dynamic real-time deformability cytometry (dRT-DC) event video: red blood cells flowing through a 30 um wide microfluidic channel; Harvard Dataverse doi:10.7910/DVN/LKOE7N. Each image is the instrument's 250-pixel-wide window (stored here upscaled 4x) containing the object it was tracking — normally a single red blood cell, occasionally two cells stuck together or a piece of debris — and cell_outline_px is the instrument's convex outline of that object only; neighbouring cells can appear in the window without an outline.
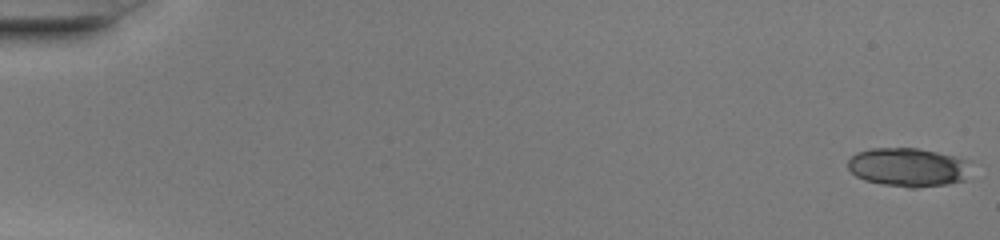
{"species": "common noctule bat (a hibernating species)", "species_latin": "Nyctalus noctula", "temperature_condition": "warm", "stored_images_in_passage": 49, "camera_frame_rate_fps": 3000, "um_per_image_px": 0.085, "animal": {"sex": "female", "body_mass_g": 20.0, "forearm_length_mm": 54.0}, "frame": {"image": 1, "passage_image": 1, "time_ms": 0.0, "image_size_px": [1000, 240], "cell_outline_px": [[972, 160], [964, 180], [948, 184], [916, 188], [908, 188], [880, 184], [864, 180], [856, 176], [848, 168], [848, 160], [856, 152], [872, 148], [916, 148], [956, 156]], "centroid_in_image_um": [77.2, 14.22], "position_along_channel_um": 7.8, "area_um2": 28.03}}
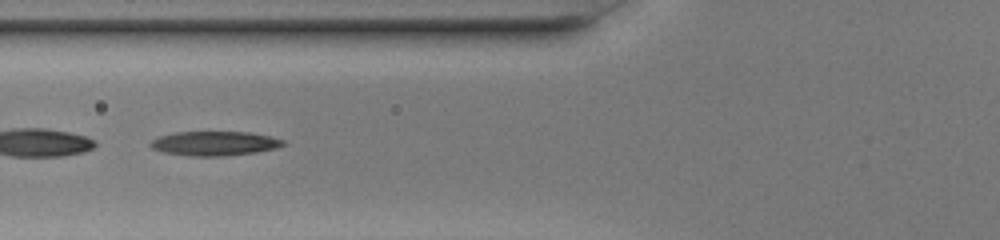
{"frame": {"image": 2, "passage_image": 21, "time_ms": 6.667, "image_size_px": [1000, 240], "cell_outline_px": [[288, 144], [276, 148], [256, 152], [224, 156], [192, 156], [164, 152], [152, 148], [148, 144], [152, 140], [160, 136], [176, 132], [252, 132], [272, 136], [284, 140]], "centroid_in_image_um": [18.29, 12.18], "position_along_channel_um": 107.5, "area_um2": 18.9}}
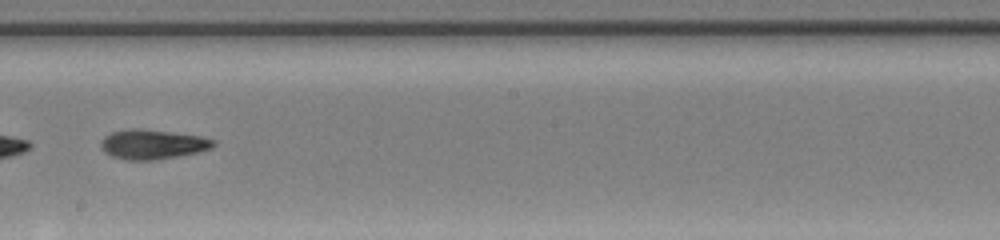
{"frame": {"image": 3, "passage_image": 30, "time_ms": 9.667, "image_size_px": [1000, 240], "cell_outline_px": [[216, 144], [212, 148], [196, 152], [156, 160], [128, 160], [112, 156], [104, 152], [100, 148], [100, 140], [104, 136], [112, 132], [132, 128], [140, 128], [200, 136], [216, 140]], "centroid_in_image_um": [12.93, 12.26], "position_along_channel_um": 235.3, "area_um2": 19.42}, "authors_computed_cell_mechanics": {"area_um2": 20.0566, "velocity_mm_per_s": 4.2611, "shape_relaxation_time_tau1_ms": 6.3818, "shape_relaxation_time_tau2_ms": 2.8138, "deformation_change_tau1": 0.2599, "deformation_change_tau2": 0.1003}}